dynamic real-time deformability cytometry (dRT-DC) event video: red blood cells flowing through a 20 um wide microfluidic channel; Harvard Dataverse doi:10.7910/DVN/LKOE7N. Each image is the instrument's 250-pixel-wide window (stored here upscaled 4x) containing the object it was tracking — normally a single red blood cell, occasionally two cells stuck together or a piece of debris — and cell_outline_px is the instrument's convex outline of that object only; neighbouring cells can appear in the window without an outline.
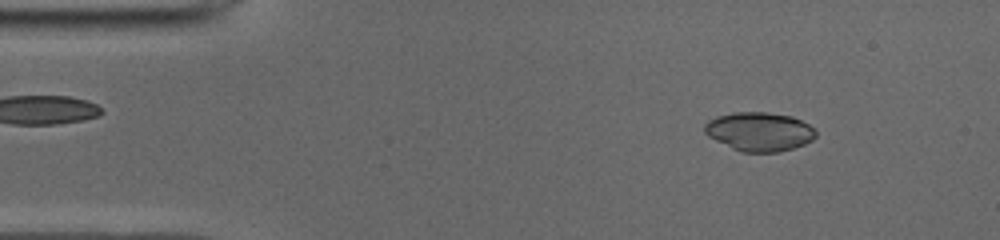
{"species": "common noctule bat (a hibernating species)", "species_latin": "Nyctalus noctula", "temperature_condition": "cold", "stored_images_in_passage": 49, "camera_frame_rate_fps": 3000, "um_per_image_px": 0.085, "animal": {"sex": "male", "body_mass_g": 19.0, "forearm_length_mm": 50.8}, "frame": {"image": 1, "passage_image": 5, "time_ms": 1.333, "image_size_px": [1000, 240], "cell_outline_px": [[816, 136], [812, 140], [804, 144], [792, 148], [776, 152], [740, 152], [708, 136], [704, 132], [704, 124], [708, 120], [716, 116], [736, 112], [768, 112], [792, 116], [808, 124], [816, 132]], "centroid_in_image_um": [64.52, 11.18], "position_along_channel_um": 20.5, "area_um2": 25.14}}
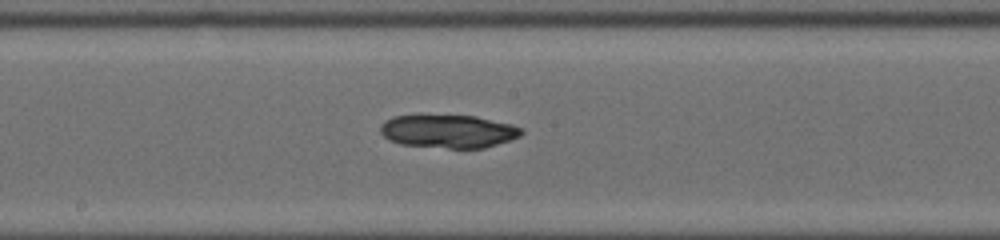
{"frame": {"image": 2, "passage_image": 25, "time_ms": 8.0, "image_size_px": [1000, 240], "cell_outline_px": [[524, 132], [520, 136], [484, 148], [448, 148], [400, 144], [384, 136], [380, 132], [380, 124], [384, 120], [392, 116], [420, 112], [476, 116], [512, 124], [524, 128]], "centroid_in_image_um": [38.06, 11.1], "position_along_channel_um": 210.1, "area_um2": 28.32}}
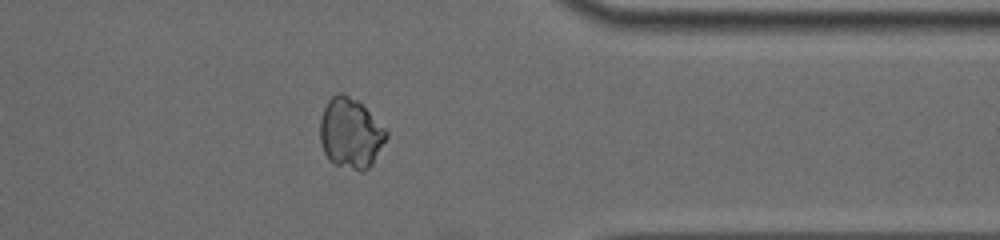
{"frame": {"image": 3, "passage_image": 39, "time_ms": 12.667, "image_size_px": [1000, 240], "cell_outline_px": [[388, 136], [372, 164], [364, 172], [360, 172], [336, 164], [328, 160], [324, 152], [320, 140], [320, 120], [324, 108], [328, 100], [336, 92], [344, 92], [356, 100], [388, 132]], "centroid_in_image_um": [29.77, 11.34], "position_along_channel_um": 381.6, "area_um2": 26.93}, "authors_computed_cell_mechanics": {"area_um2": 27.3972, "velocity_mm_per_s": 3.9473, "shape_relaxation_time_tau1_ms": null, "shape_relaxation_time_tau2_ms": 4.9721, "deformation_change_tau1": null, "deformation_change_tau2": 0.068}}